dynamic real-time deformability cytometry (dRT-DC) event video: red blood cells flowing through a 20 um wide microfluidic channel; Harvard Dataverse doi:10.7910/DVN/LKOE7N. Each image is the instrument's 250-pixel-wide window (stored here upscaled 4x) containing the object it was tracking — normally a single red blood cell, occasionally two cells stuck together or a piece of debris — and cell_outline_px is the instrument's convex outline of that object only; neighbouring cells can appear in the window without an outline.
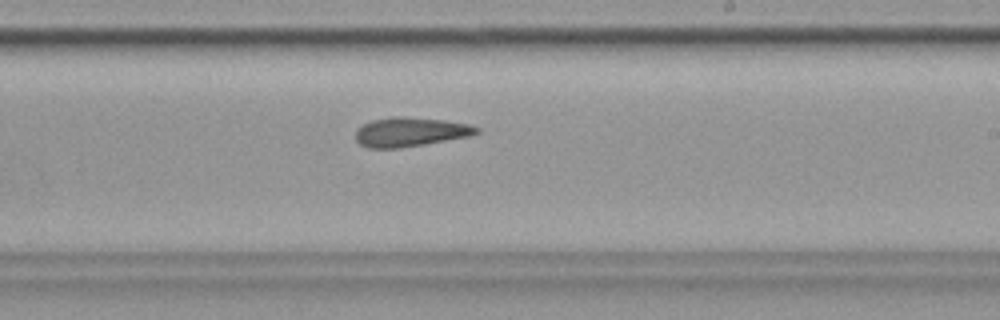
{"species": "common noctule bat (a hibernating species)", "species_latin": "Nyctalus noctula", "temperature_condition": "cold", "stored_images_in_passage": 38, "camera_frame_rate_fps": 3000, "um_per_image_px": 0.085, "animal": {"sex": "female", "body_mass_g": 19.9}, "frame": {"image": 1, "passage_image": 22, "time_ms": 7.0, "image_size_px": [1000, 320], "cell_outline_px": [[480, 132], [472, 136], [400, 148], [368, 148], [360, 144], [356, 140], [356, 128], [372, 120], [392, 116], [404, 116], [444, 120], [472, 124], [480, 128]], "centroid_in_image_um": [34.91, 11.21], "position_along_channel_um": 254.1, "area_um2": 20.87}, "authors_computed_cell_mechanics": {"area_um2": 20.9814, "velocity_mm_per_s": 3.5248, "shape_relaxation_time_tau1_ms": 4.063, "shape_relaxation_time_tau2_ms": 4.383, "deformation_change_tau1": 0.1111, "deformation_change_tau2": 0.1282}}